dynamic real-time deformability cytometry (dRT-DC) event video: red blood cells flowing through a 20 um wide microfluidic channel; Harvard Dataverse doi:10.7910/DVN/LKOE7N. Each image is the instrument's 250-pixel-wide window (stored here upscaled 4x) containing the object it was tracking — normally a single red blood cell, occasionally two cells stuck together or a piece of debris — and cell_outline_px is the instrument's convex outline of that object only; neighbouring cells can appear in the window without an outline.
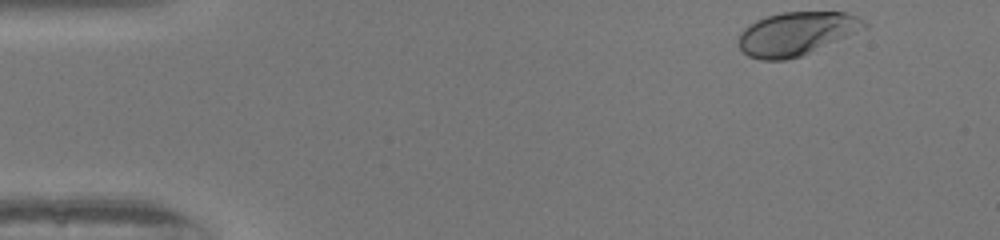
{"species": "human", "species_latin": "Homo sapiens", "temperature_condition": "warm", "stored_images_in_passage": 37, "camera_frame_rate_fps": 3000, "um_per_image_px": 0.085, "donor": {"sex": "female"}, "frame": {"image": 1, "passage_image": 1, "time_ms": 0.0, "image_size_px": [1000, 240], "cell_outline_px": [[868, 28], [800, 56], [784, 60], [760, 60], [748, 56], [740, 48], [736, 40], [740, 32], [748, 24], [756, 20], [780, 12], [848, 12], [864, 20], [868, 24]], "centroid_in_image_um": [67.68, 2.85], "position_along_channel_um": 17.3, "area_um2": 31.96}}
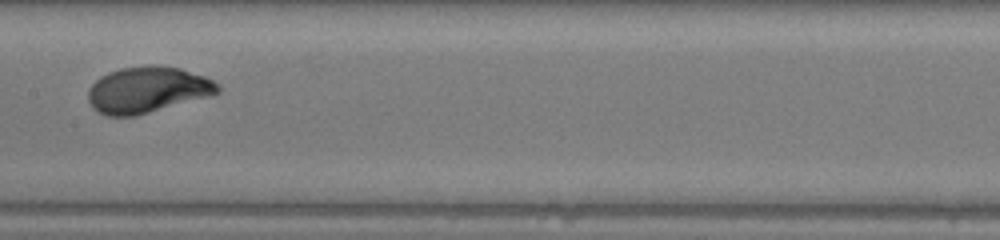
{"frame": {"image": 2, "passage_image": 22, "time_ms": 7.0, "image_size_px": [1000, 240], "cell_outline_px": [[220, 92], [212, 96], [132, 116], [104, 116], [92, 108], [88, 100], [88, 88], [100, 76], [108, 72], [120, 68], [148, 64], [152, 64], [180, 68], [204, 76], [220, 84]], "centroid_in_image_um": [12.53, 7.62], "position_along_channel_um": 194.9, "area_um2": 35.14}}
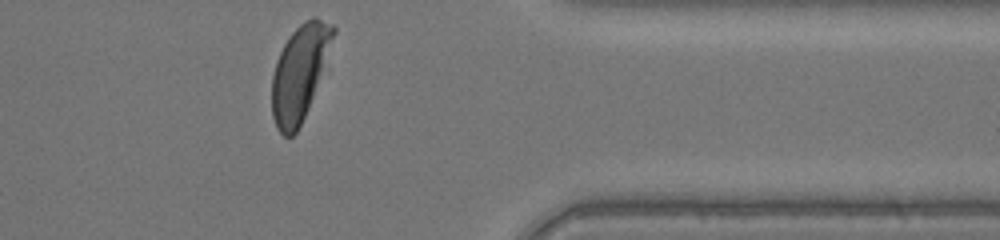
{"frame": {"image": 3, "passage_image": 37, "time_ms": 12.0, "image_size_px": [1000, 240], "cell_outline_px": [[336, 32], [312, 96], [304, 116], [296, 132], [292, 136], [284, 136], [276, 128], [272, 116], [272, 76], [276, 60], [288, 36], [304, 20], [312, 16], [316, 16], [332, 24], [336, 28]], "centroid_in_image_um": [25.44, 6.13], "position_along_channel_um": 386.0, "area_um2": 33.35}, "authors_computed_cell_mechanics": {"area_um2": 34.0442, "velocity_mm_per_s": 4.1268, "shape_relaxation_time_tau1_ms": 2.5147, "shape_relaxation_time_tau2_ms": null, "deformation_change_tau1": 0.1769, "deformation_change_tau2": null}}